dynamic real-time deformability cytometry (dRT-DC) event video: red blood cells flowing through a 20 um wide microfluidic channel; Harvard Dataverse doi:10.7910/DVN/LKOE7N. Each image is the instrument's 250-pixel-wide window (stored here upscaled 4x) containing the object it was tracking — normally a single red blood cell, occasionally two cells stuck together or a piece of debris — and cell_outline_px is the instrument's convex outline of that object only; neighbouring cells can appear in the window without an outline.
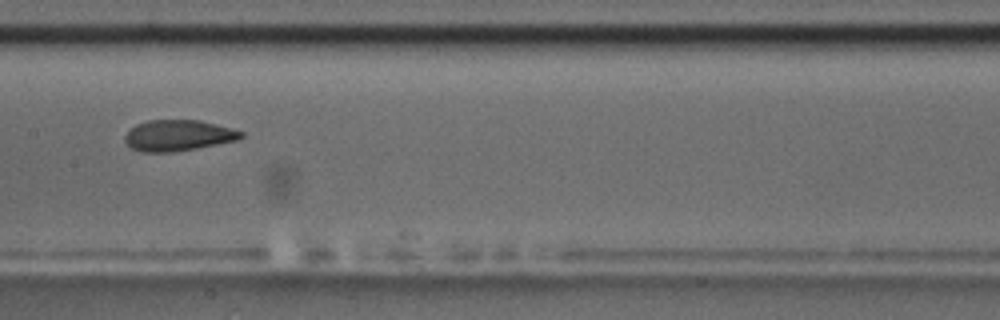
{"species": "common noctule bat (a hibernating species)", "species_latin": "Nyctalus noctula", "temperature_condition": "room temperature", "stored_images_in_passage": 10, "camera_frame_rate_fps": 3000, "um_per_image_px": 0.085, "animal": {"sex": "male", "body_mass_g": 17.5, "forearm_length_mm": 52.3}, "frame": {"image": 1, "passage_image": 9, "time_ms": 9.333, "image_size_px": [1000, 320], "cell_outline_px": [[244, 136], [240, 140], [196, 148], [172, 152], [144, 152], [132, 148], [124, 140], [124, 136], [136, 124], [148, 120], [200, 120], [216, 124], [244, 132]], "centroid_in_image_um": [15.17, 11.51], "position_along_channel_um": 192.2, "area_um2": 20.92}}